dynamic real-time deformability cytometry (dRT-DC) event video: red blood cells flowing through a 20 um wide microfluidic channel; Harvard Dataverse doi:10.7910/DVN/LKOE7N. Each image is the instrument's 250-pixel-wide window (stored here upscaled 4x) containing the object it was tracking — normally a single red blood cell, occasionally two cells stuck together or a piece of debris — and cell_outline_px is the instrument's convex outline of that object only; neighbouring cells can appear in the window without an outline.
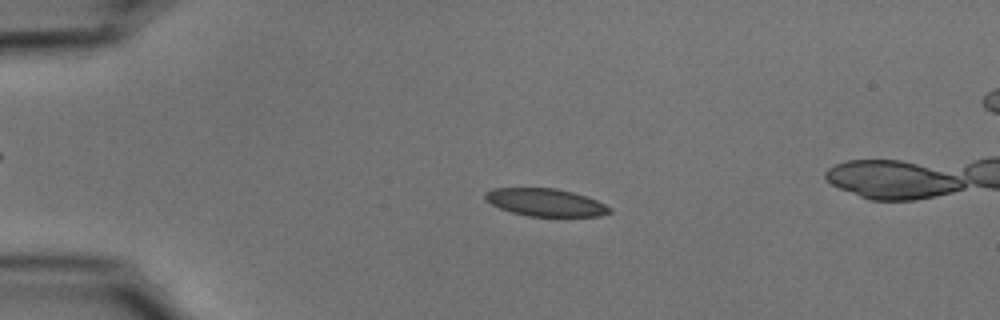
{"species": "common noctule bat (a hibernating species)", "species_latin": "Nyctalus noctula", "temperature_condition": "cold", "stored_images_in_passage": 49, "camera_frame_rate_fps": 3000, "um_per_image_px": 0.085, "animal": {"sex": "male", "body_mass_g": 15.6}, "frame": {"image": 1, "passage_image": 6, "time_ms": 1.667, "image_size_px": [1000, 320], "cell_outline_px": [[612, 212], [600, 216], [528, 216], [512, 212], [500, 208], [484, 200], [484, 192], [492, 188], [556, 188], [572, 192], [596, 200], [612, 208]], "centroid_in_image_um": [46.34, 17.2], "position_along_channel_um": 38.7, "area_um2": 20.0}}
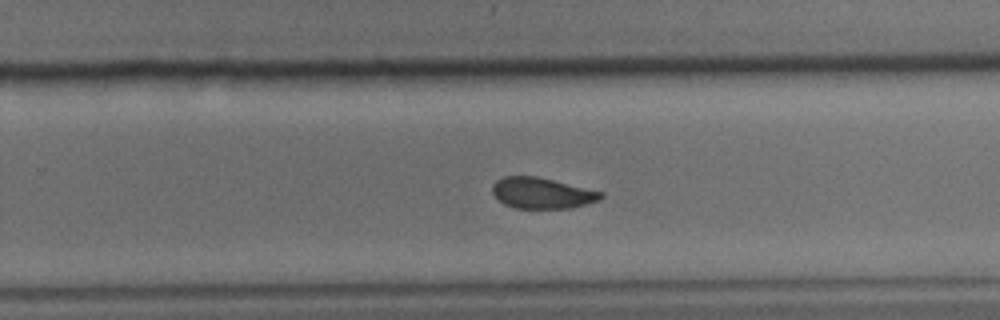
{"frame": {"image": 2, "passage_image": 29, "time_ms": 9.333, "image_size_px": [1000, 320], "cell_outline_px": [[604, 196], [600, 200], [568, 208], [516, 208], [504, 204], [492, 192], [492, 184], [496, 180], [504, 176], [536, 176], [604, 192]], "centroid_in_image_um": [46.06, 16.4], "position_along_channel_um": 283.7, "area_um2": 19.42}}
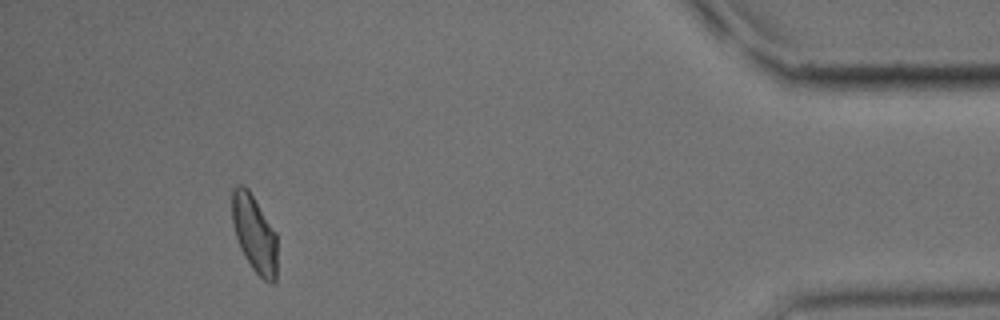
{"frame": {"image": 3, "passage_image": 44, "time_ms": 14.333, "image_size_px": [1000, 320], "cell_outline_px": [[276, 284], [272, 284], [264, 280], [252, 268], [244, 256], [240, 248], [236, 236], [232, 220], [232, 188], [236, 184], [244, 184], [248, 188], [276, 232]], "centroid_in_image_um": [21.62, 19.84], "position_along_channel_um": 413.6, "area_um2": 20.4}, "authors_computed_cell_mechanics": {"area_um2": 20.7502, "velocity_mm_per_s": 3.6849, "shape_relaxation_time_tau1_ms": 4.2135, "shape_relaxation_time_tau2_ms": 2.3789, "deformation_change_tau1": 0.108, "deformation_change_tau2": 0.0663}}